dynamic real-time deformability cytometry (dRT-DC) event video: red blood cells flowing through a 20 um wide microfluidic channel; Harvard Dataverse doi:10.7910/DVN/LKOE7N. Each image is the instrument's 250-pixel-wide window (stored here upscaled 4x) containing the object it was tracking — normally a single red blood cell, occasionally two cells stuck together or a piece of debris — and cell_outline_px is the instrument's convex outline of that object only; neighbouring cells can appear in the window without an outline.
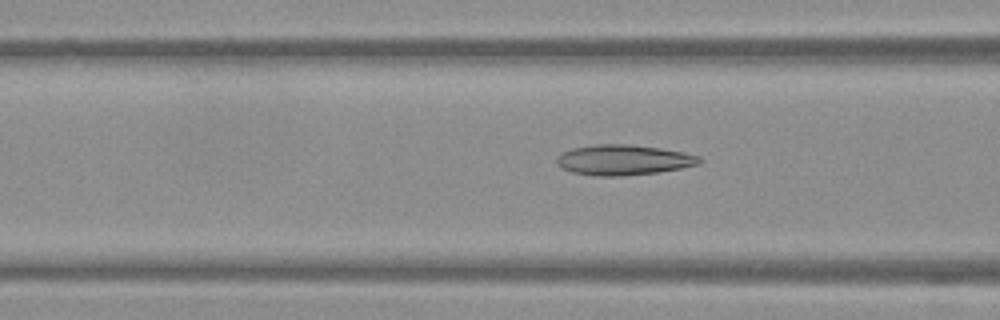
{"species": "Egyptian fruit bat (a non-hibernating species)", "species_latin": "Rousettus aegyptiacus", "temperature_condition": "warm", "stored_images_in_passage": 53, "camera_frame_rate_fps": 3000, "um_per_image_px": 0.085, "frame": {"image": 1, "passage_image": 21, "time_ms": 6.667, "image_size_px": [1000, 320], "cell_outline_px": [[704, 160], [700, 164], [680, 168], [656, 172], [620, 176], [596, 176], [572, 172], [560, 168], [556, 164], [556, 156], [560, 152], [572, 148], [596, 144], [632, 144], [660, 148], [684, 152], [700, 156]], "centroid_in_image_um": [52.96, 13.58], "position_along_channel_um": 113.6, "area_um2": 25.49}}
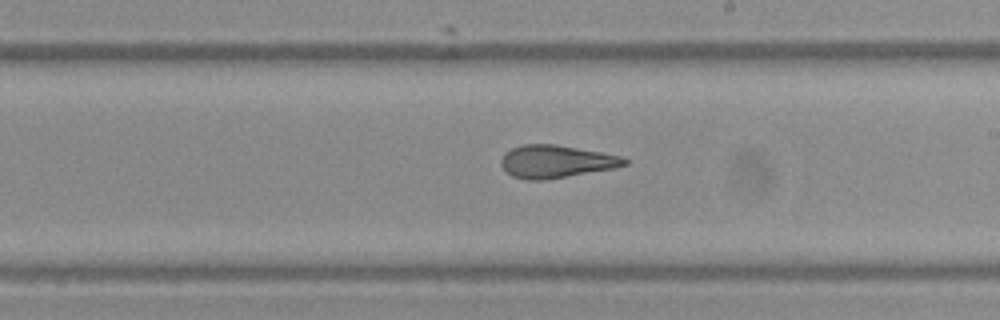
{"frame": {"image": 2, "passage_image": 31, "time_ms": 10.0, "image_size_px": [1000, 320], "cell_outline_px": [[628, 164], [612, 168], [544, 180], [528, 180], [512, 176], [500, 164], [500, 160], [504, 152], [512, 148], [524, 144], [556, 144], [600, 152], [620, 156], [628, 160]], "centroid_in_image_um": [47.22, 13.72], "position_along_channel_um": 241.8, "area_um2": 23.24}}
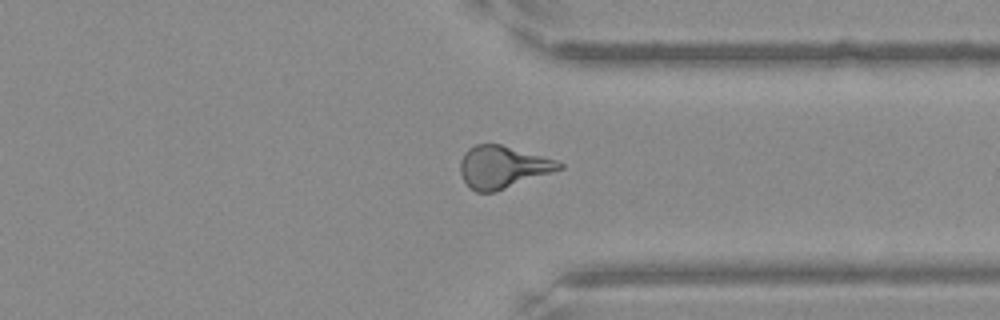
{"frame": {"image": 3, "passage_image": 41, "time_ms": 13.333, "image_size_px": [1000, 320], "cell_outline_px": [[564, 168], [496, 192], [476, 192], [468, 188], [460, 172], [460, 160], [464, 152], [468, 148], [476, 144], [500, 144], [556, 160], [564, 164]], "centroid_in_image_um": [42.7, 14.21], "position_along_channel_um": 368.7, "area_um2": 24.45}, "authors_computed_cell_mechanics": {"area_um2": 24.7384, "velocity_mm_per_s": 3.8331, "shape_relaxation_time_tau1_ms": null, "shape_relaxation_time_tau2_ms": 1.6717, "deformation_change_tau1": null, "deformation_change_tau2": 0.1129}}